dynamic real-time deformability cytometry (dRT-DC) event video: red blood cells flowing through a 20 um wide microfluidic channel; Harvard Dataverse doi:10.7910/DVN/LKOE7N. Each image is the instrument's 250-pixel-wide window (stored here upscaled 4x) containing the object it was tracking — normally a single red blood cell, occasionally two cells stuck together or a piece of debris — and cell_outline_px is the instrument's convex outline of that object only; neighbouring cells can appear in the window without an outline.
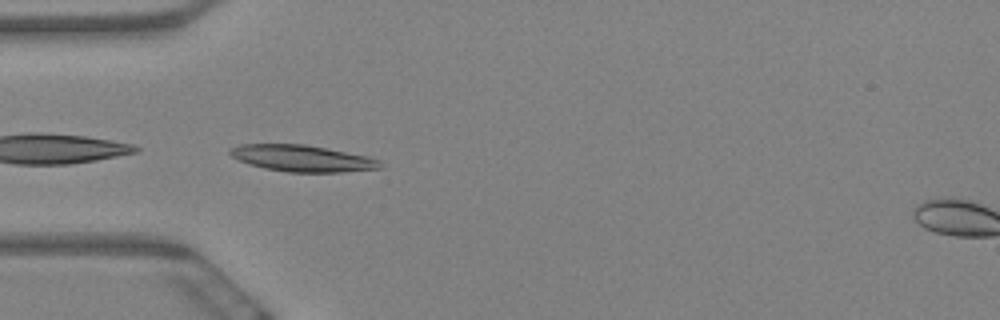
{"species": "Egyptian fruit bat (a non-hibernating species)", "species_latin": "Rousettus aegyptiacus", "temperature_condition": "warm", "stored_images_in_passage": 5, "camera_frame_rate_fps": 3000, "um_per_image_px": 0.085, "animal": {"sex": "female"}, "frame": {"image": 1, "passage_image": 5, "time_ms": 1.333, "image_size_px": [1000, 320], "cell_outline_px": [[384, 168], [344, 172], [288, 172], [264, 168], [248, 164], [232, 156], [228, 152], [228, 148], [240, 144], [304, 144], [368, 156], [380, 160], [384, 164]], "centroid_in_image_um": [25.72, 13.46], "position_along_channel_um": 59.3, "area_um2": 23.35}}